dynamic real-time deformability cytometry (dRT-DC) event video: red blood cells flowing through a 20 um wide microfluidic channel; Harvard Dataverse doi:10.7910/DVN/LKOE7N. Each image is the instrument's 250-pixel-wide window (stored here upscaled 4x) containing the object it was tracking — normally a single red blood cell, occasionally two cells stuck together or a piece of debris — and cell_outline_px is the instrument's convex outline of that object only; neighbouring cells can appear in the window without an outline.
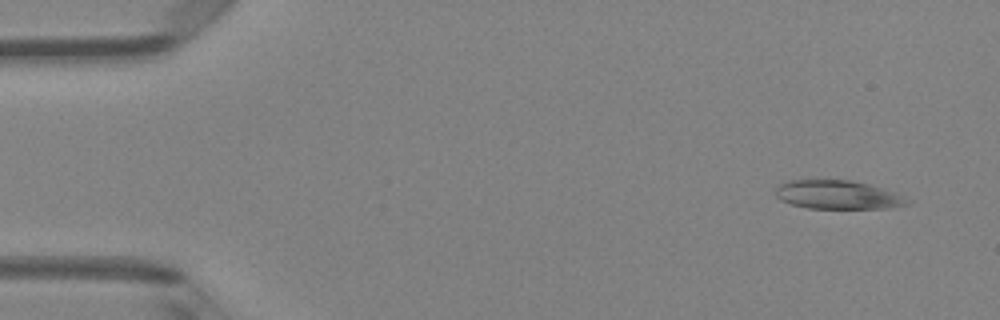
{"species": "Egyptian fruit bat (a non-hibernating species)", "species_latin": "Rousettus aegyptiacus", "temperature_condition": "room temperature", "stored_images_in_passage": 4, "camera_frame_rate_fps": 3000, "um_per_image_px": 0.085, "animal": {"sex": "female"}, "frame": {"image": 1, "passage_image": 1, "time_ms": 0.0, "image_size_px": [1000, 320], "cell_outline_px": [[912, 204], [884, 208], [808, 208], [792, 204], [780, 200], [776, 196], [776, 184], [788, 180], [848, 180], [896, 192]], "centroid_in_image_um": [71.14, 16.55], "position_along_channel_um": 13.9, "area_um2": 21.73}}
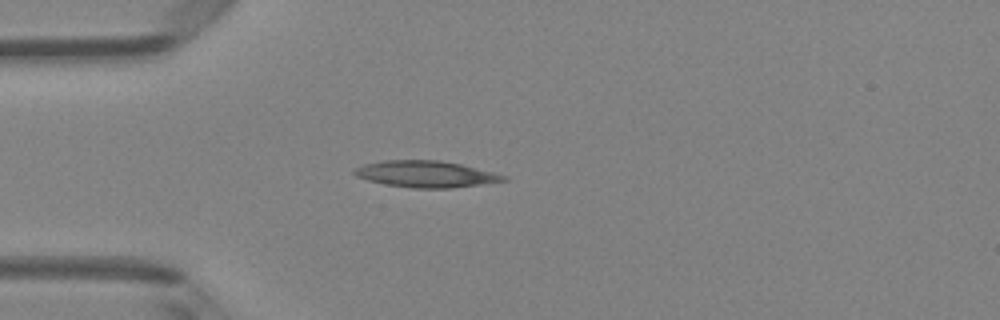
{"frame": {"image": 2, "passage_image": 4, "time_ms": 3.333, "image_size_px": [1000, 320], "cell_outline_px": [[508, 180], [452, 188], [412, 188], [384, 184], [368, 180], [356, 176], [352, 172], [356, 168], [364, 164], [384, 160], [440, 160], [460, 164], [508, 176]], "centroid_in_image_um": [36.18, 14.79], "position_along_channel_um": 48.8, "area_um2": 22.89}}